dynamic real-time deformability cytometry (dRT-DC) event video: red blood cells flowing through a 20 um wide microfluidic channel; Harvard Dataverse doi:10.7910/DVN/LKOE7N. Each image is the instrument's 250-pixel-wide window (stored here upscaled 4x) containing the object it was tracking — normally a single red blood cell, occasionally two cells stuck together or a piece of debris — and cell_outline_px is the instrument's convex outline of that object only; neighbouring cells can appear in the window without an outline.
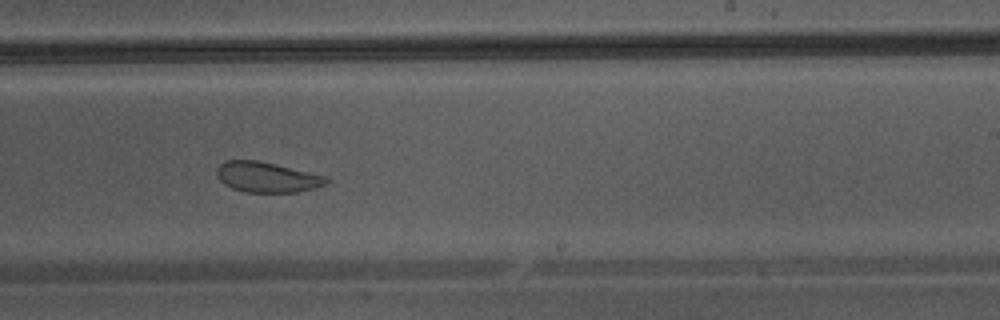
{"species": "Egyptian fruit bat (a non-hibernating species)", "species_latin": "Rousettus aegyptiacus", "temperature_condition": "warm", "stored_images_in_passage": 43, "camera_frame_rate_fps": 3000, "um_per_image_px": 0.085, "animal": {"sex": "male"}, "frame": {"image": 1, "passage_image": 25, "time_ms": 8.0, "image_size_px": [1000, 320], "cell_outline_px": [[328, 180], [324, 184], [316, 188], [296, 192], [244, 192], [232, 188], [224, 184], [220, 180], [216, 172], [216, 168], [224, 160], [256, 160], [328, 176]], "centroid_in_image_um": [22.67, 15.06], "position_along_channel_um": 266.3, "area_um2": 19.31}}